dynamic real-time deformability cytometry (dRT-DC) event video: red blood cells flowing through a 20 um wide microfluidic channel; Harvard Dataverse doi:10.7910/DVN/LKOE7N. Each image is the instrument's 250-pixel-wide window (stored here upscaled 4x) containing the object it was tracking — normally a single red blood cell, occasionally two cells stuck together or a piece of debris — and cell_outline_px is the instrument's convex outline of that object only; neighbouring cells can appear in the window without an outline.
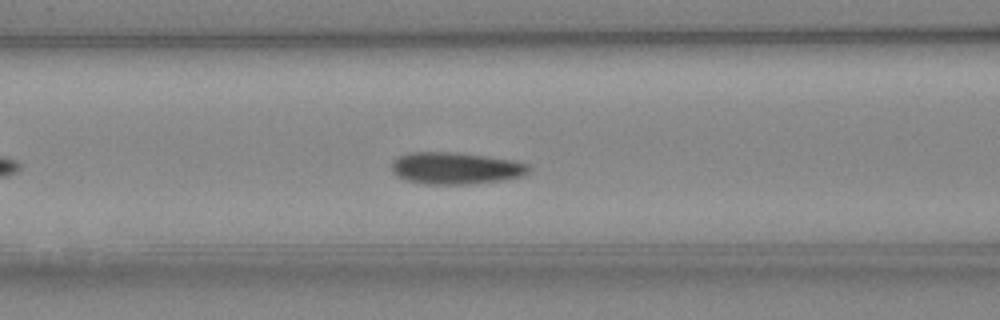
{"species": "Egyptian fruit bat (a non-hibernating species)", "species_latin": "Rousettus aegyptiacus", "temperature_condition": "cold", "stored_images_in_passage": 34, "camera_frame_rate_fps": 3000, "um_per_image_px": 0.085, "animal": {"sex": "female"}, "frame": {"image": 1, "passage_image": 5, "time_ms": 1.333, "image_size_px": [1000, 320], "cell_outline_px": [[532, 168], [528, 172], [520, 176], [500, 180], [468, 184], [424, 184], [404, 180], [396, 176], [392, 172], [392, 160], [408, 152], [456, 152], [516, 160], [528, 164]], "centroid_in_image_um": [38.7, 14.29], "position_along_channel_um": 127.9, "area_um2": 25.66}}
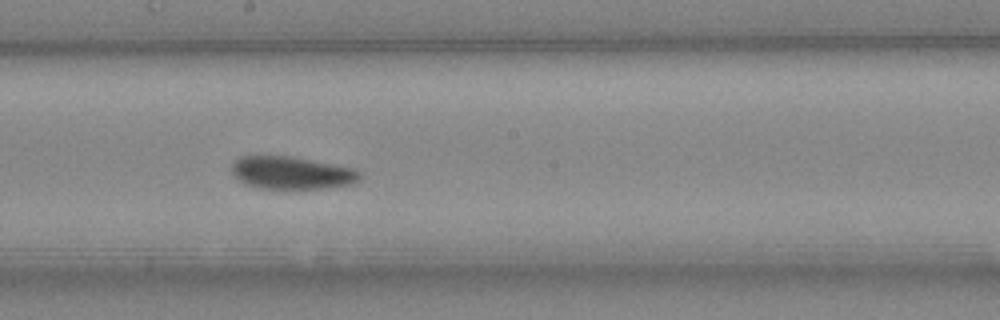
{"frame": {"image": 2, "passage_image": 12, "time_ms": 3.667, "image_size_px": [1000, 320], "cell_outline_px": [[364, 176], [356, 184], [324, 188], [256, 188], [240, 180], [232, 172], [232, 164], [240, 156], [288, 156], [356, 168]], "centroid_in_image_um": [24.87, 14.69], "position_along_channel_um": 223.3, "area_um2": 24.33}}
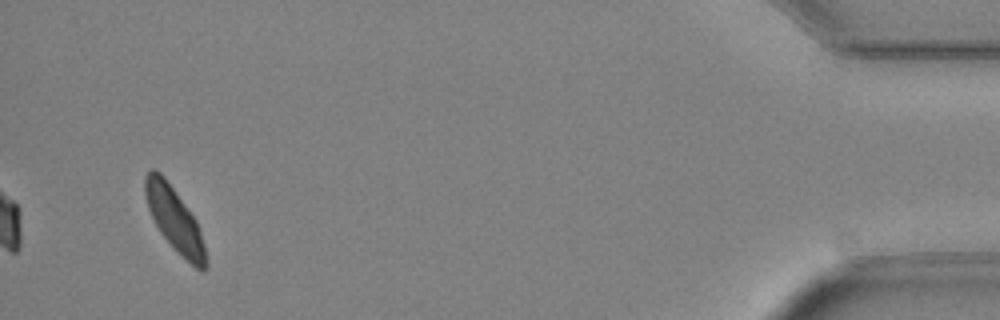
{"frame": {"image": 3, "passage_image": 32, "time_ms": 10.333, "image_size_px": [1000, 320], "cell_outline_px": [[208, 264], [204, 272], [200, 272], [160, 232], [148, 208], [144, 192], [144, 176], [152, 168], [160, 172], [164, 176], [196, 220], [204, 244]], "centroid_in_image_um": [14.84, 18.63], "position_along_channel_um": 420.4, "area_um2": 21.96}}